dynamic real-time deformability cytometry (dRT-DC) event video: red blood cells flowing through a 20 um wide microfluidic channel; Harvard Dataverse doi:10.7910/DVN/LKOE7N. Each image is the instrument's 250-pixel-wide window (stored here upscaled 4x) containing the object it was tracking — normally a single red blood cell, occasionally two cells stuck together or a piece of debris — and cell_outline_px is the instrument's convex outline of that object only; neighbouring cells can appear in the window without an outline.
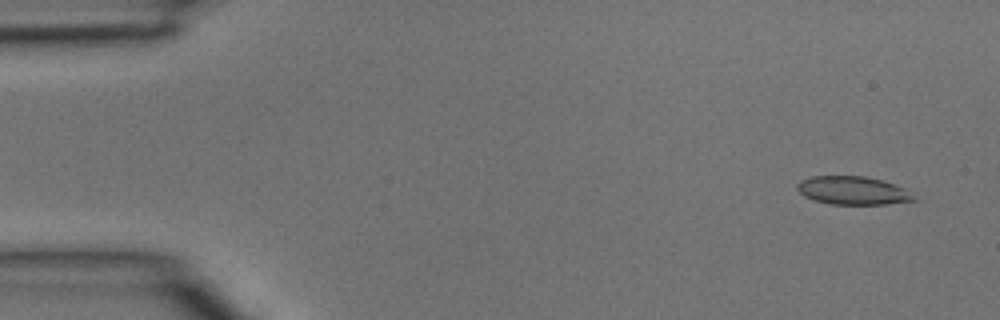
{"species": "common noctule bat (a hibernating species)", "species_latin": "Nyctalus noctula", "temperature_condition": "room temperature", "stored_images_in_passage": 5, "camera_frame_rate_fps": 3000, "um_per_image_px": 0.085, "animal": {"sex": "male", "body_mass_g": 15.6}, "frame": {"image": 1, "passage_image": 1, "time_ms": 0.0, "image_size_px": [1000, 320], "cell_outline_px": [[920, 200], [884, 204], [832, 204], [812, 200], [804, 196], [796, 188], [796, 184], [800, 180], [812, 176], [864, 176], [880, 180], [904, 188]], "centroid_in_image_um": [72.47, 16.2], "position_along_channel_um": 12.5, "area_um2": 19.19}}
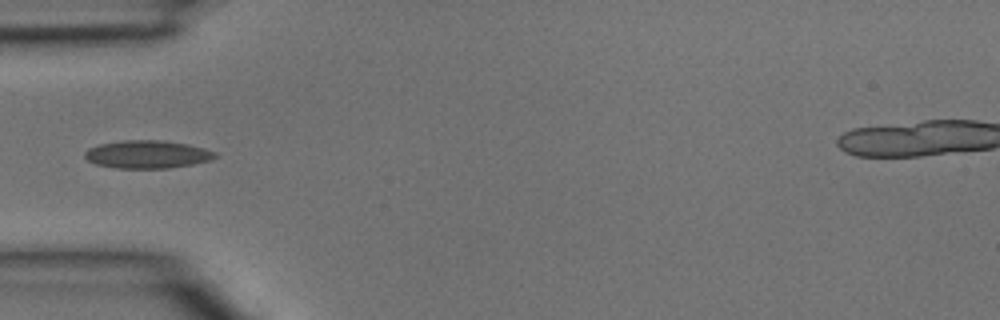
{"frame": {"image": 2, "passage_image": 4, "time_ms": 1.0, "image_size_px": [1000, 320], "cell_outline_px": [[216, 156], [212, 160], [192, 164], [168, 168], [116, 168], [96, 164], [88, 160], [84, 156], [84, 152], [88, 148], [100, 144], [120, 140], [160, 140], [188, 144], [204, 148], [216, 152]], "centroid_in_image_um": [12.51, 13.11], "position_along_channel_um": 72.5, "area_um2": 21.21}}